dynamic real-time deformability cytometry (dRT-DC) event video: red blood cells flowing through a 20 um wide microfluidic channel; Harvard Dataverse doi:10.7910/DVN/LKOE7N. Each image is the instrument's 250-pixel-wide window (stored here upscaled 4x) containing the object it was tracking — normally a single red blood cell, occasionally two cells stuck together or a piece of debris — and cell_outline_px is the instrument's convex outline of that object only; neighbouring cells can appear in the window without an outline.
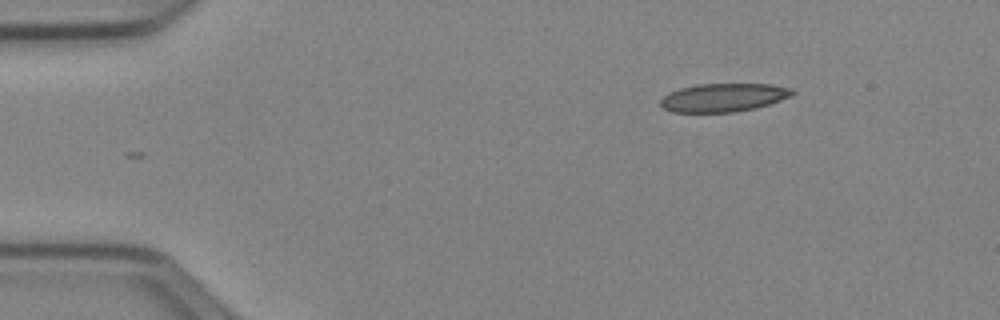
{"species": "Egyptian fruit bat (a non-hibernating species)", "species_latin": "Rousettus aegyptiacus", "temperature_condition": "cold", "stored_images_in_passage": 46, "camera_frame_rate_fps": 3000, "um_per_image_px": 0.085, "animal": {"sex": "female"}, "frame": {"image": 1, "passage_image": 1, "time_ms": 0.0, "image_size_px": [1000, 320], "cell_outline_px": [[796, 92], [792, 96], [756, 108], [732, 112], [672, 112], [664, 108], [660, 104], [660, 100], [668, 92], [680, 88], [696, 84], [772, 84], [792, 88]], "centroid_in_image_um": [61.5, 8.28], "position_along_channel_um": 23.5, "area_um2": 21.85}}
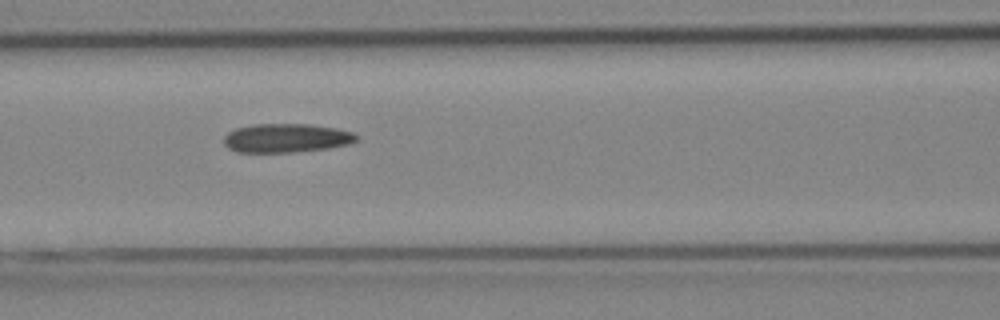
{"frame": {"image": 2, "passage_image": 16, "time_ms": 5.0, "image_size_px": [1000, 320], "cell_outline_px": [[356, 140], [348, 144], [328, 148], [288, 152], [236, 152], [228, 148], [224, 144], [224, 136], [228, 132], [236, 128], [252, 124], [308, 124], [336, 128], [352, 132], [356, 136]], "centroid_in_image_um": [24.28, 11.73], "position_along_channel_um": 142.3, "area_um2": 22.14}}
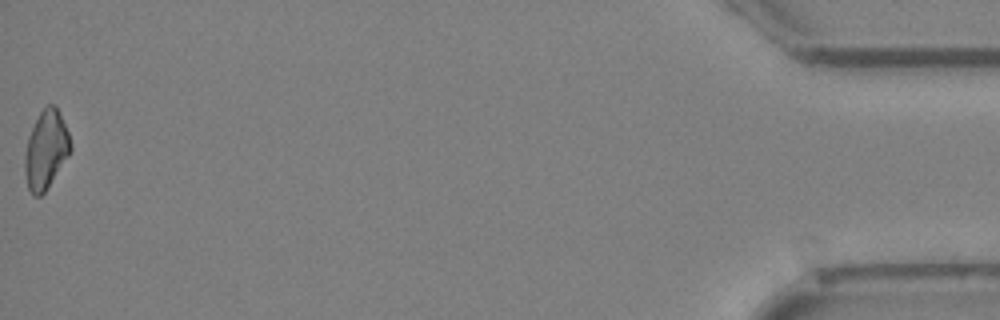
{"frame": {"image": 3, "passage_image": 45, "time_ms": 14.667, "image_size_px": [1000, 320], "cell_outline_px": [[72, 148], [68, 156], [44, 192], [40, 196], [32, 196], [28, 188], [24, 168], [24, 156], [28, 136], [40, 112], [48, 104], [56, 104], [60, 112], [68, 132], [72, 144]], "centroid_in_image_um": [3.9, 12.71], "position_along_channel_um": 431.3, "area_um2": 20.81}}